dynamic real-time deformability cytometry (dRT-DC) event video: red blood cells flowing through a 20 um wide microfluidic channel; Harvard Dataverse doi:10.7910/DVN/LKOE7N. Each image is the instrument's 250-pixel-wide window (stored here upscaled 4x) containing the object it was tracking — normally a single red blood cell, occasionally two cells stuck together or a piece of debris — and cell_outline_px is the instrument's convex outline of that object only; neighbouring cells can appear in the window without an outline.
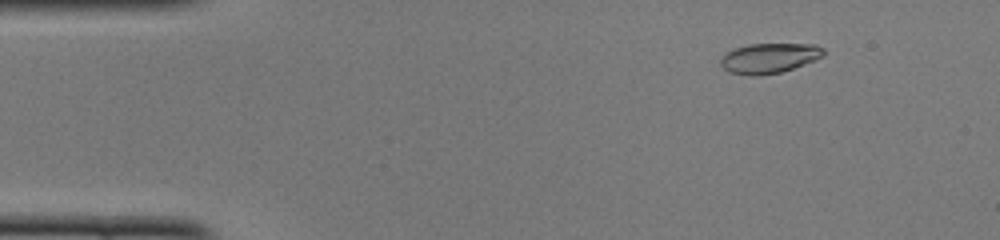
{"species": "common noctule bat (a hibernating species)", "species_latin": "Nyctalus noctula", "temperature_condition": "cold", "stored_images_in_passage": 49, "camera_frame_rate_fps": 3000, "um_per_image_px": 0.085, "animal": {"sex": "female", "body_mass_g": 22.0, "forearm_length_mm": 56.7}, "frame": {"image": 1, "passage_image": 6, "time_ms": 1.667, "image_size_px": [1000, 240], "cell_outline_px": [[824, 56], [804, 64], [780, 72], [760, 76], [748, 76], [728, 72], [720, 64], [720, 60], [728, 52], [736, 48], [748, 44], [816, 44], [824, 48]], "centroid_in_image_um": [65.39, 4.95], "position_along_channel_um": 19.6, "area_um2": 17.98}}
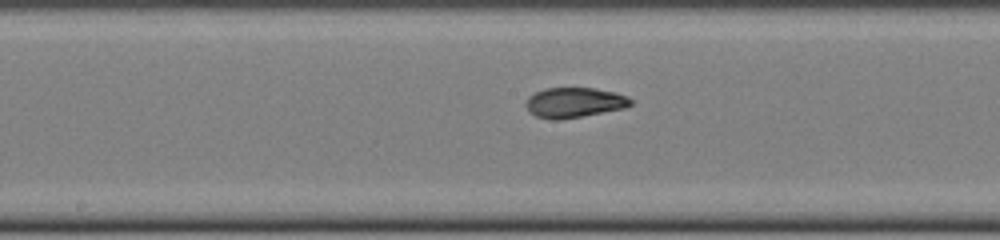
{"frame": {"image": 2, "passage_image": 25, "time_ms": 8.0, "image_size_px": [1000, 240], "cell_outline_px": [[632, 104], [628, 108], [560, 120], [552, 120], [536, 116], [528, 112], [524, 104], [528, 96], [544, 88], [596, 88], [616, 92], [628, 96], [632, 100]], "centroid_in_image_um": [48.82, 8.72], "position_along_channel_um": 199.4, "area_um2": 18.79}}
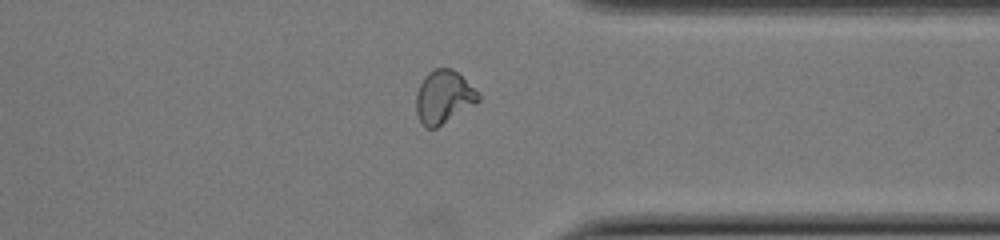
{"frame": {"image": 3, "passage_image": 38, "time_ms": 12.333, "image_size_px": [1000, 240], "cell_outline_px": [[480, 100], [476, 104], [436, 128], [424, 128], [416, 112], [416, 92], [424, 76], [428, 72], [436, 68], [452, 68], [480, 92]], "centroid_in_image_um": [37.72, 8.25], "position_along_channel_um": 373.7, "area_um2": 19.42}, "authors_computed_cell_mechanics": {"area_um2": 18.3804, "velocity_mm_per_s": 4.1004, "shape_relaxation_time_tau1_ms": null, "shape_relaxation_time_tau2_ms": 1.6537, "deformation_change_tau1": null, "deformation_change_tau2": 0.0609}}